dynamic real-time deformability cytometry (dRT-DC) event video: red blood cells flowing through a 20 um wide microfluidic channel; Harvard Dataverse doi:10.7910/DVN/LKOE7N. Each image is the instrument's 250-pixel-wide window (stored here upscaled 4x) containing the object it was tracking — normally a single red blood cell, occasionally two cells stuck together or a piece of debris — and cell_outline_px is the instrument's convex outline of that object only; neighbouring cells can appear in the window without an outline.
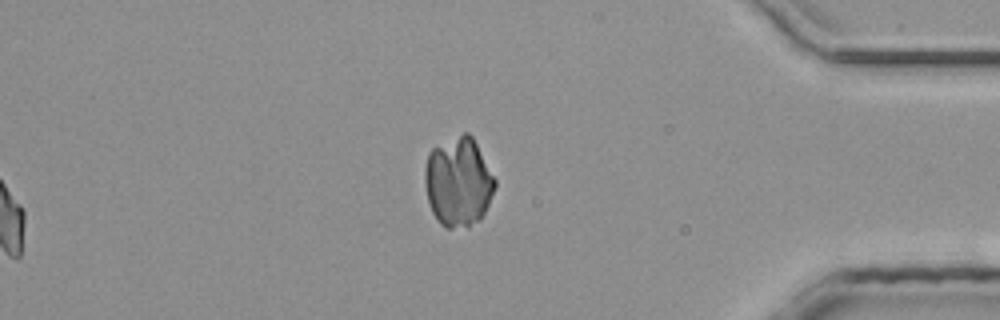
{"species": "common noctule bat (a hibernating species)", "species_latin": "Nyctalus noctula", "temperature_condition": "room temperature", "stored_images_in_passage": 45, "segment_of_instrument_passage": [2, 2], "camera_frame_rate_fps": 3000, "um_per_image_px": 0.085, "animal": {"sex": "male", "body_mass_g": 20.4}, "frame": {"image": 1, "passage_image": 45, "time_ms": 14.667, "image_size_px": [1000, 320], "cell_outline_px": [[496, 188], [480, 220], [468, 228], [444, 228], [440, 224], [432, 212], [428, 200], [424, 184], [424, 168], [428, 152], [432, 148], [464, 132], [468, 132], [472, 136], [496, 180]], "centroid_in_image_um": [38.95, 15.49], "position_along_channel_um": 396.3, "area_um2": 36.76}}